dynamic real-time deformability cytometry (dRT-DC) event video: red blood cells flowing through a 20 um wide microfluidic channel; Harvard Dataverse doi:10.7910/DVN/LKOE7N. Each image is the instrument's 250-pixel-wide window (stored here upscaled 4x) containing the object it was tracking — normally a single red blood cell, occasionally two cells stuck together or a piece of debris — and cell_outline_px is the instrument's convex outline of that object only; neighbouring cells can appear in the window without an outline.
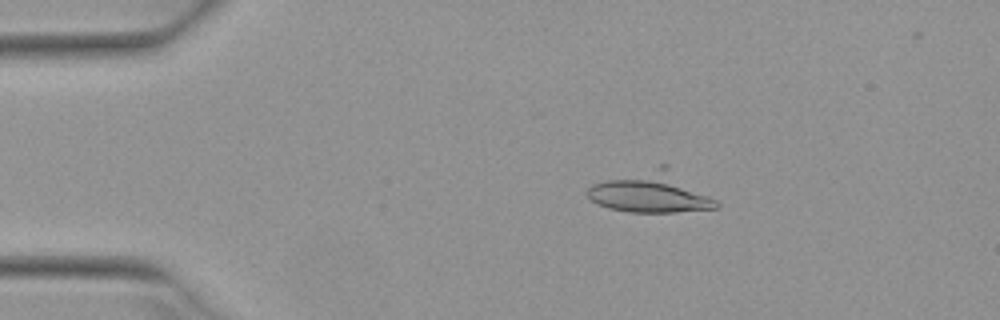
{"species": "Egyptian fruit bat (a non-hibernating species)", "species_latin": "Rousettus aegyptiacus", "temperature_condition": "warm", "stored_images_in_passage": 35, "camera_frame_rate_fps": 3000, "um_per_image_px": 0.085, "animal": {"sex": "female"}, "frame": {"image": 1, "passage_image": 1, "time_ms": 0.0, "image_size_px": [1000, 320], "cell_outline_px": [[720, 208], [676, 212], [628, 212], [608, 208], [596, 204], [584, 192], [592, 184], [660, 164], [664, 164], [716, 200], [720, 204]], "centroid_in_image_um": [55.32, 16.36], "position_along_channel_um": 29.7, "area_um2": 30.35}}
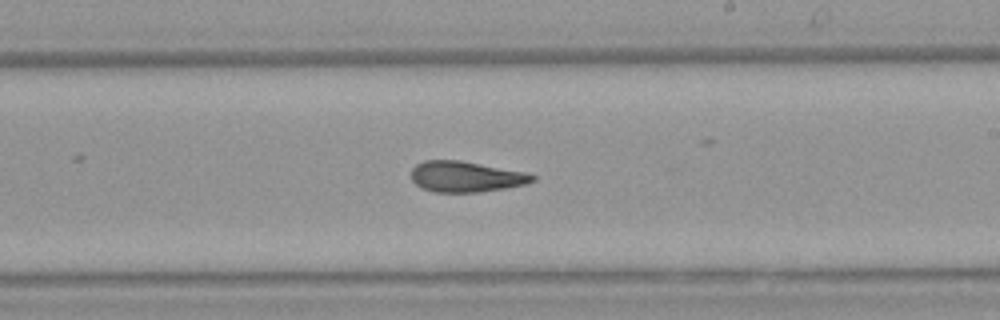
{"frame": {"image": 2, "passage_image": 22, "time_ms": 7.0, "image_size_px": [1000, 320], "cell_outline_px": [[536, 180], [524, 184], [504, 188], [476, 192], [436, 192], [420, 188], [412, 180], [412, 168], [416, 164], [424, 160], [460, 160], [528, 172], [536, 176]], "centroid_in_image_um": [39.6, 15.0], "position_along_channel_um": 249.4, "area_um2": 21.79}}
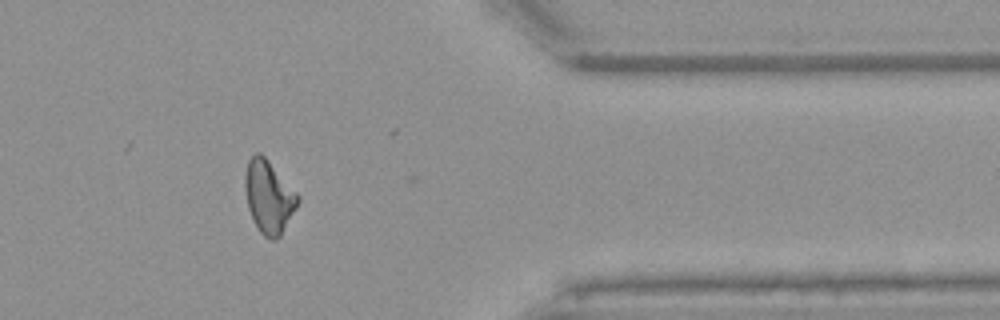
{"frame": {"image": 3, "passage_image": 34, "time_ms": 11.0, "image_size_px": [1000, 320], "cell_outline_px": [[300, 200], [296, 208], [280, 236], [276, 240], [272, 240], [264, 236], [260, 232], [252, 220], [248, 208], [244, 188], [244, 176], [248, 160], [256, 152], [260, 152], [264, 156], [300, 196]], "centroid_in_image_um": [22.83, 16.74], "position_along_channel_um": 388.6, "area_um2": 22.37}, "authors_computed_cell_mechanics": {"area_um2": 22.3686, "velocity_mm_per_s": 3.9501, "shape_relaxation_time_tau1_ms": null, "shape_relaxation_time_tau2_ms": 4.2014, "deformation_change_tau1": null, "deformation_change_tau2": 0.1328}}